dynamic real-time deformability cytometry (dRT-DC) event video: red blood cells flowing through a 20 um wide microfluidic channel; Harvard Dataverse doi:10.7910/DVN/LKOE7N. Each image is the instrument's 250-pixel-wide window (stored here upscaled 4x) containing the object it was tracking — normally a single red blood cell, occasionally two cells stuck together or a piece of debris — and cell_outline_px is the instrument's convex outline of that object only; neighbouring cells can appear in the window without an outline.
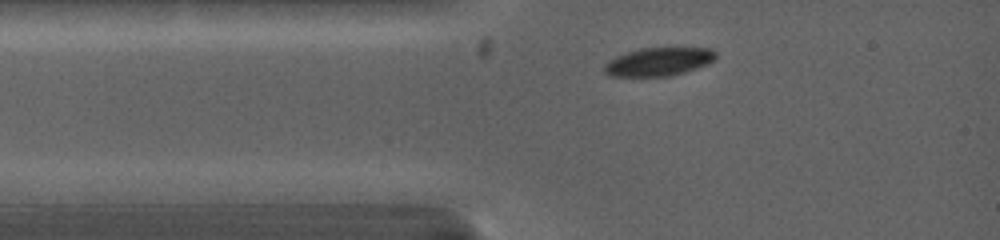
{"species": "common noctule bat (a hibernating species)", "species_latin": "Nyctalus noctula", "temperature_condition": "warm", "stored_images_in_passage": 3, "camera_frame_rate_fps": 5000, "um_per_image_px": 0.085, "animal": {"sex": "female", "body_mass_g": 19.0, "forearm_length_mm": 53.3}, "frame": {"image": 1, "passage_image": 3, "time_ms": 0.8, "image_size_px": [1000, 240], "cell_outline_px": [[716, 60], [708, 64], [672, 76], [608, 76], [604, 72], [604, 64], [608, 60], [616, 56], [640, 48], [712, 48], [716, 52]], "centroid_in_image_um": [55.99, 5.25], "position_along_channel_um": 29.0, "area_um2": 18.5}}